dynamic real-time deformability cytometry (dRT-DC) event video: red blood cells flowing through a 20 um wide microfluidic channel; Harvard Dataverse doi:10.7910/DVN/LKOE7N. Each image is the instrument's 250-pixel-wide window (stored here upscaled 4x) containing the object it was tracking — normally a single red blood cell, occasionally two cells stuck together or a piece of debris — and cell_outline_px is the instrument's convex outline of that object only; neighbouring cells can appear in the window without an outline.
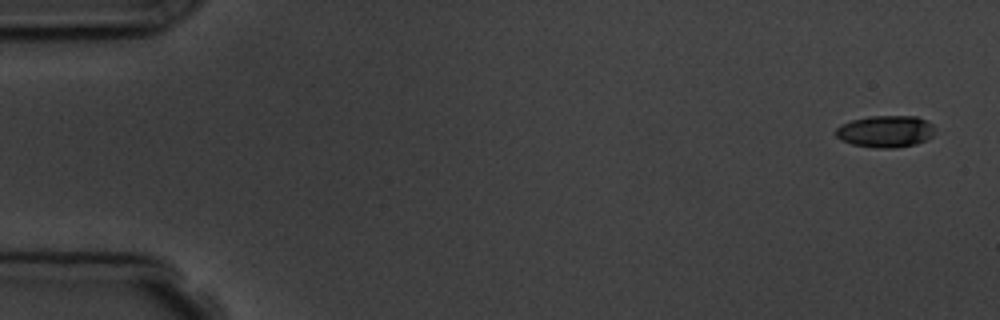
{"species": "common noctule bat (a hibernating species)", "species_latin": "Nyctalus noctula", "temperature_condition": "room temperature", "stored_images_in_passage": 5, "camera_frame_rate_fps": 3000, "um_per_image_px": 0.085, "animal": {"sex": "male", "body_mass_g": 19.5, "forearm_length_mm": 54.6}, "frame": {"image": 1, "passage_image": 1, "time_ms": 0.0, "image_size_px": [1000, 320], "cell_outline_px": [[932, 136], [916, 144], [896, 148], [876, 148], [852, 144], [840, 140], [836, 136], [836, 128], [840, 124], [852, 120], [868, 116], [916, 116], [932, 124]], "centroid_in_image_um": [75.21, 11.17], "position_along_channel_um": 9.8, "area_um2": 18.32}}